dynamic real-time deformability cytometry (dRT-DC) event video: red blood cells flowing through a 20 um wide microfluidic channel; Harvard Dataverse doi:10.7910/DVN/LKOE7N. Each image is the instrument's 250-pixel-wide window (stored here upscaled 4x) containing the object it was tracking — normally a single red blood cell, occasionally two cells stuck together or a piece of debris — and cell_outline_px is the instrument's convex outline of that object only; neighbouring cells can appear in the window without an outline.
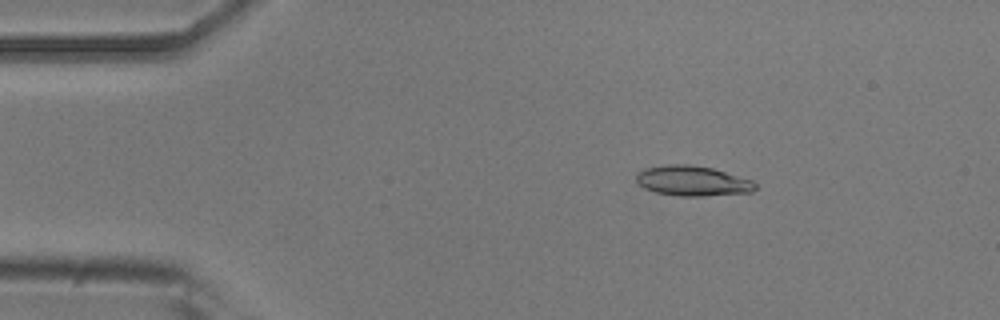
{"species": "common noctule bat (a hibernating species)", "species_latin": "Nyctalus noctula", "temperature_condition": "room temperature", "stored_images_in_passage": 52, "camera_frame_rate_fps": 3000, "um_per_image_px": 0.085, "animal": {"sex": "male", "body_mass_g": 20.5, "forearm_length_mm": 52.5}, "frame": {"image": 1, "passage_image": 8, "time_ms": 2.333, "image_size_px": [1000, 320], "cell_outline_px": [[756, 188], [752, 192], [704, 196], [680, 196], [656, 192], [644, 188], [636, 184], [636, 172], [648, 168], [668, 164], [688, 164], [712, 168], [752, 180], [756, 184]], "centroid_in_image_um": [58.84, 15.38], "position_along_channel_um": 26.2, "area_um2": 20.87}}
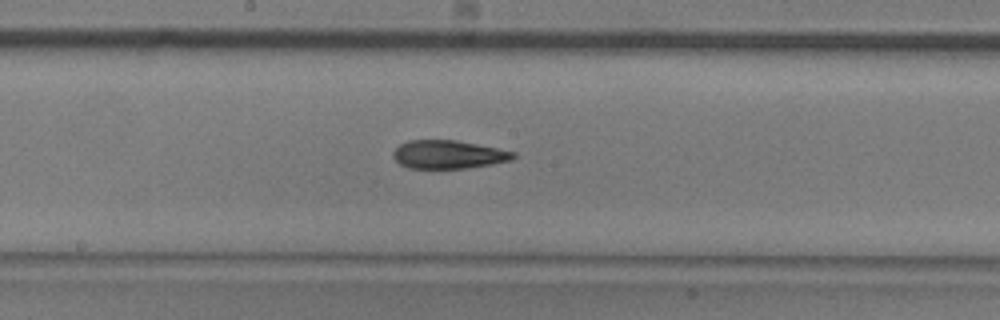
{"frame": {"image": 2, "passage_image": 27, "time_ms": 8.667, "image_size_px": [1000, 320], "cell_outline_px": [[516, 156], [512, 160], [492, 164], [468, 168], [408, 168], [400, 164], [392, 156], [392, 152], [400, 144], [408, 140], [456, 140], [516, 152]], "centroid_in_image_um": [38.1, 13.13], "position_along_channel_um": 210.1, "area_um2": 19.83}}
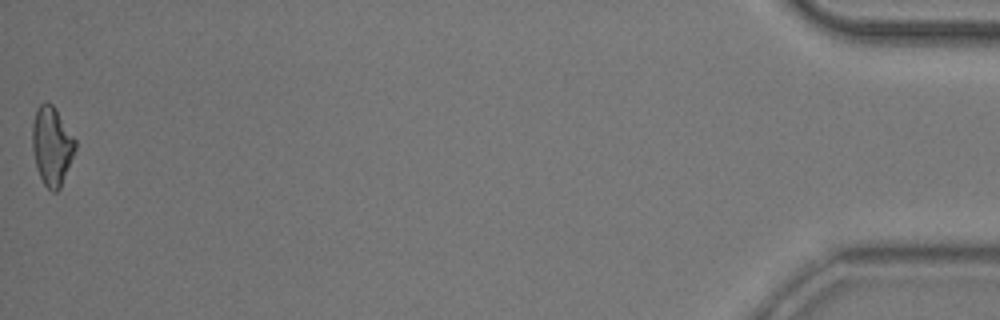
{"frame": {"image": 3, "passage_image": 52, "time_ms": 17.0, "image_size_px": [1000, 320], "cell_outline_px": [[76, 148], [60, 188], [56, 192], [52, 192], [44, 184], [36, 168], [32, 148], [32, 124], [36, 108], [44, 100], [52, 104], [56, 108], [76, 140]], "centroid_in_image_um": [4.39, 12.37], "position_along_channel_um": 430.8, "area_um2": 19.83}, "authors_computed_cell_mechanics": {"area_um2": 20.1433, "velocity_mm_per_s": 3.8265, "shape_relaxation_time_tau1_ms": null, "shape_relaxation_time_tau2_ms": 3.3403, "deformation_change_tau1": null, "deformation_change_tau2": 0.1088}}